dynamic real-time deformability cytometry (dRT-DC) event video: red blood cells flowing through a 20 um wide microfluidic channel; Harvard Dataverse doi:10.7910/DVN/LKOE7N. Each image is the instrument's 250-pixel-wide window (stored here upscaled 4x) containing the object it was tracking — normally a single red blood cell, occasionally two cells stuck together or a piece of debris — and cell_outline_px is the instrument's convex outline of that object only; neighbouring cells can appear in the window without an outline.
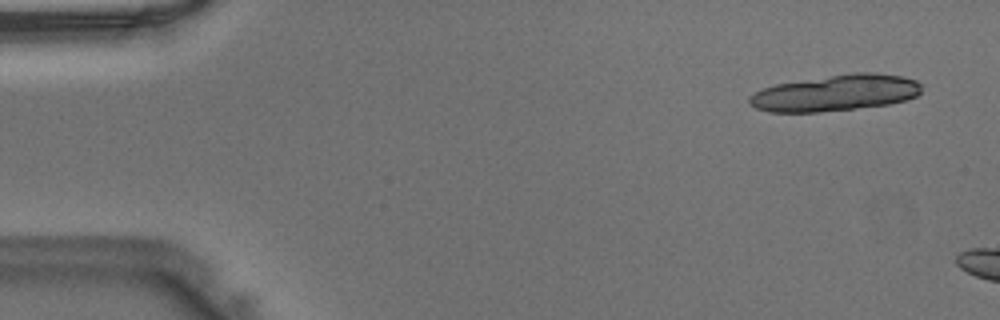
{"species": "Egyptian fruit bat (a non-hibernating species)", "species_latin": "Rousettus aegyptiacus", "temperature_condition": "warm", "stored_images_in_passage": 7, "camera_frame_rate_fps": 3000, "um_per_image_px": 0.085, "animal": {"sex": "male"}, "frame": {"image": 1, "passage_image": 3, "time_ms": 0.667, "image_size_px": [1000, 320], "cell_outline_px": [[920, 92], [916, 96], [904, 100], [888, 104], [816, 112], [772, 112], [756, 108], [748, 100], [756, 92], [764, 88], [776, 84], [832, 76], [900, 76], [916, 80], [920, 84]], "centroid_in_image_um": [70.96, 7.95], "position_along_channel_um": 14.0, "area_um2": 34.22}}